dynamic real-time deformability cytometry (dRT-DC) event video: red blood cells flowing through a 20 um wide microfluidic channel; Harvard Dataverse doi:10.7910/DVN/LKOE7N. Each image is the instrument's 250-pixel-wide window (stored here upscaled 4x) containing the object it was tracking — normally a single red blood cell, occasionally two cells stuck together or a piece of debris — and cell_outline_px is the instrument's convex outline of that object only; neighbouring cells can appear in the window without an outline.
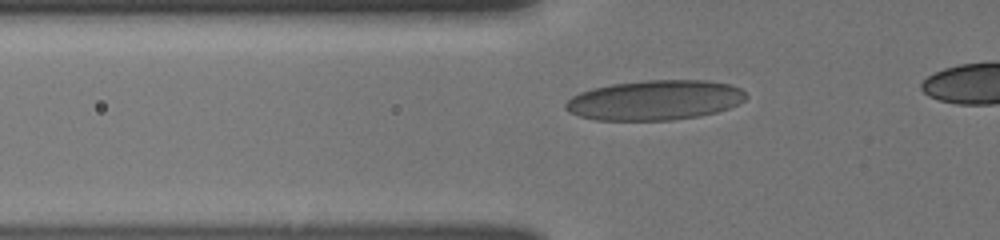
{"species": "human", "species_latin": "Homo sapiens", "temperature_condition": "cold", "stored_images_in_passage": 40, "camera_frame_rate_fps": 3000, "um_per_image_px": 0.085, "donor": {"sex": "male"}, "frame": {"image": 1, "passage_image": 11, "time_ms": 3.333, "image_size_px": [1000, 240], "cell_outline_px": [[748, 96], [744, 100], [728, 108], [716, 112], [700, 116], [672, 120], [596, 120], [580, 116], [568, 112], [564, 108], [564, 104], [572, 96], [580, 92], [592, 88], [612, 84], [644, 80], [704, 80], [732, 84], [740, 88]], "centroid_in_image_um": [55.65, 8.51], "position_along_channel_um": 70.1, "area_um2": 42.08}}
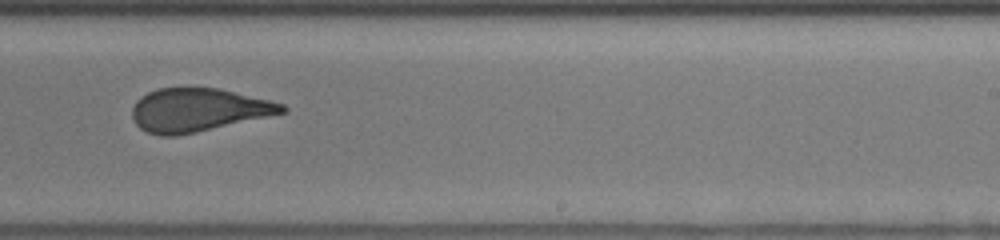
{"frame": {"image": 2, "passage_image": 27, "time_ms": 8.667, "image_size_px": [1000, 240], "cell_outline_px": [[288, 112], [196, 132], [176, 136], [160, 136], [148, 132], [140, 128], [136, 124], [132, 116], [132, 108], [136, 100], [148, 92], [156, 88], [220, 88], [284, 104], [288, 108]], "centroid_in_image_um": [16.84, 9.35], "position_along_channel_um": 272.2, "area_um2": 37.74}}
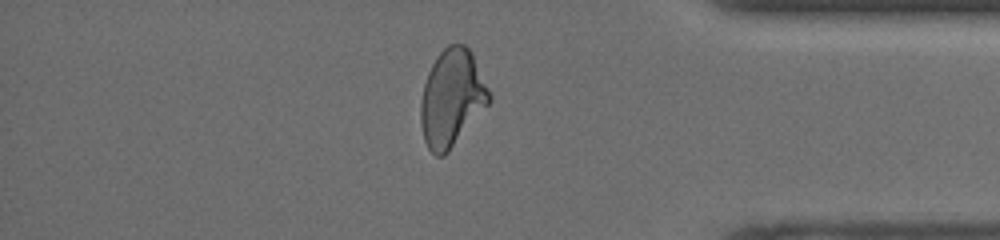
{"frame": {"image": 3, "passage_image": 38, "time_ms": 12.333, "image_size_px": [1000, 240], "cell_outline_px": [[492, 100], [448, 152], [444, 156], [436, 156], [428, 148], [424, 140], [420, 124], [420, 100], [424, 84], [428, 72], [436, 56], [448, 44], [464, 44], [472, 52], [492, 96]], "centroid_in_image_um": [38.4, 8.33], "position_along_channel_um": 396.8, "area_um2": 38.78}}